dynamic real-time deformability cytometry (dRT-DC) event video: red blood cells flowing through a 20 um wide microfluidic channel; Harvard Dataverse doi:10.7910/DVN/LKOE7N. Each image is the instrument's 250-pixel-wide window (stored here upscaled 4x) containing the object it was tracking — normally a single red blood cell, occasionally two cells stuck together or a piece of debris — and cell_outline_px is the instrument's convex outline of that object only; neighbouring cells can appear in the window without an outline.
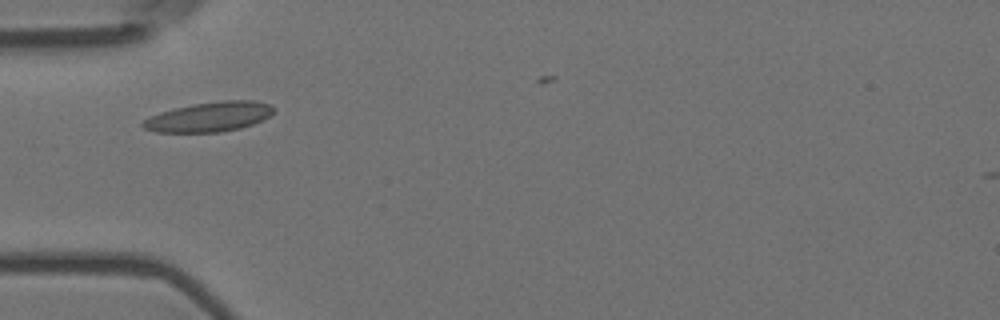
{"species": "Egyptian fruit bat (a non-hibernating species)", "species_latin": "Rousettus aegyptiacus", "temperature_condition": "room temperature", "stored_images_in_passage": 1, "camera_frame_rate_fps": 3000, "um_per_image_px": 0.085, "animal": {"sex": "female"}, "frame": {"image": 1, "passage_image": 1, "time_ms": 0.0, "image_size_px": [1000, 320], "cell_outline_px": [[276, 108], [264, 120], [240, 128], [220, 132], [156, 132], [144, 128], [140, 124], [148, 116], [160, 112], [192, 104], [224, 100], [256, 100], [272, 104]], "centroid_in_image_um": [17.81, 9.92], "position_along_channel_um": 67.2, "area_um2": 22.77}}